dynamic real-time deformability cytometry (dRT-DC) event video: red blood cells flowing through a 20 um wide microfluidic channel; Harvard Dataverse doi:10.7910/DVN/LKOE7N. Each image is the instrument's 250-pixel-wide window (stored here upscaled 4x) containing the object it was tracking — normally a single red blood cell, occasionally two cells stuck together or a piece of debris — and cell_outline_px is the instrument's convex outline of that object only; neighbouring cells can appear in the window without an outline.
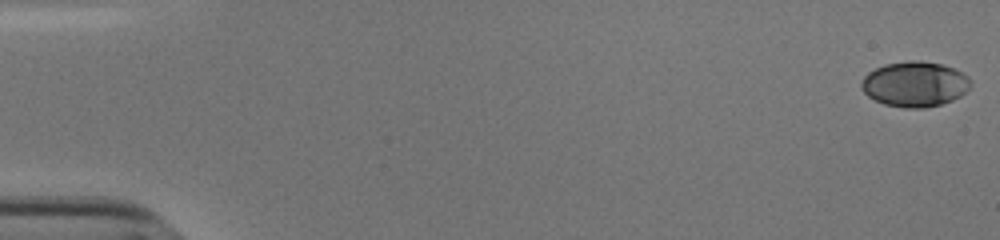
{"species": "human", "species_latin": "Homo sapiens", "temperature_condition": "cold", "stored_images_in_passage": 54, "camera_frame_rate_fps": 3000, "um_per_image_px": 0.085, "donor": {"sex": "male"}, "frame": {"image": 1, "passage_image": 1, "time_ms": 0.0, "image_size_px": [1000, 240], "cell_outline_px": [[972, 84], [960, 96], [952, 100], [940, 104], [924, 108], [904, 108], [884, 104], [868, 96], [860, 88], [860, 84], [864, 76], [868, 72], [884, 64], [908, 60], [920, 60], [944, 64], [968, 76], [972, 80]], "centroid_in_image_um": [77.75, 7.14], "position_along_channel_um": 7.3, "area_um2": 28.96}}
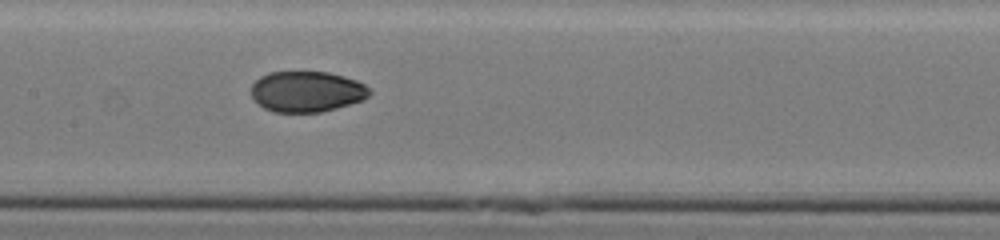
{"frame": {"image": 2, "passage_image": 28, "time_ms": 9.0, "image_size_px": [1000, 240], "cell_outline_px": [[372, 92], [364, 100], [336, 108], [320, 112], [272, 112], [264, 108], [252, 96], [252, 84], [260, 76], [268, 72], [328, 72], [344, 76], [356, 80], [364, 84]], "centroid_in_image_um": [26.09, 7.78], "position_along_channel_um": 181.3, "area_um2": 28.09}}
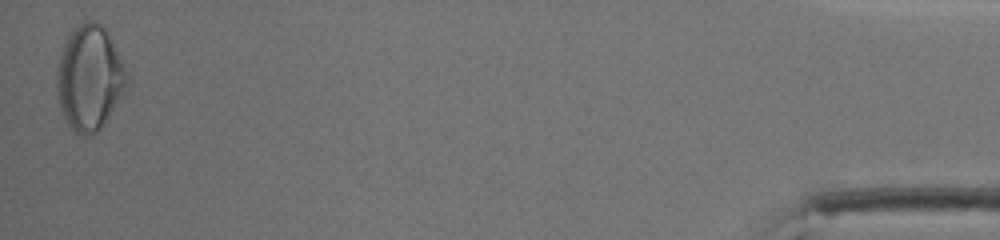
{"frame": {"image": 3, "passage_image": 54, "time_ms": 17.667, "image_size_px": [1000, 240], "cell_outline_px": [[132, 80], [104, 124], [96, 132], [84, 136], [76, 132], [68, 124], [60, 108], [56, 88], [56, 64], [64, 44], [72, 28], [84, 20], [96, 20], [108, 32]], "centroid_in_image_um": [7.62, 6.58], "position_along_channel_um": 427.6, "area_um2": 43.35}, "authors_computed_cell_mechanics": {"area_um2": 28.9289, "velocity_mm_per_s": 3.8353, "shape_relaxation_time_tau1_ms": 7.6021, "shape_relaxation_time_tau2_ms": 1.7001, "deformation_change_tau1": 0.2052, "deformation_change_tau2": 0.0419}}